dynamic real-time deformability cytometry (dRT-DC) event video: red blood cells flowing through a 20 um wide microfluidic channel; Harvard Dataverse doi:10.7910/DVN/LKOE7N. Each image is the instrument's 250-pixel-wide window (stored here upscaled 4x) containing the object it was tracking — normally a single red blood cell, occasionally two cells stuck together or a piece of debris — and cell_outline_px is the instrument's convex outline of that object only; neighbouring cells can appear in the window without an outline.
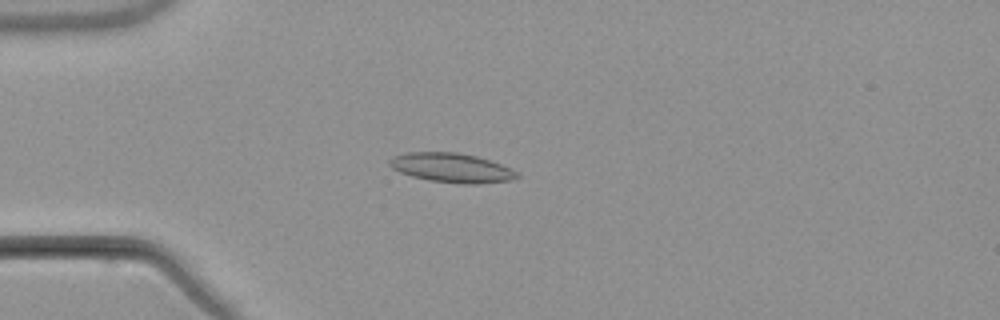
{"species": "common noctule bat (a hibernating species)", "species_latin": "Nyctalus noctula", "temperature_condition": "warm", "stored_images_in_passage": 6, "camera_frame_rate_fps": 3000, "um_per_image_px": 0.085, "animal": {"sex": "male", "body_mass_g": 21.5, "forearm_length_mm": 52.0}, "frame": {"image": 1, "passage_image": 4, "time_ms": 4.667, "image_size_px": [1000, 320], "cell_outline_px": [[520, 176], [512, 180], [476, 184], [460, 184], [428, 180], [412, 176], [400, 172], [392, 168], [388, 164], [388, 160], [392, 156], [408, 152], [456, 152], [476, 156], [500, 164], [516, 172]], "centroid_in_image_um": [38.34, 14.26], "position_along_channel_um": 46.7, "area_um2": 21.73}}
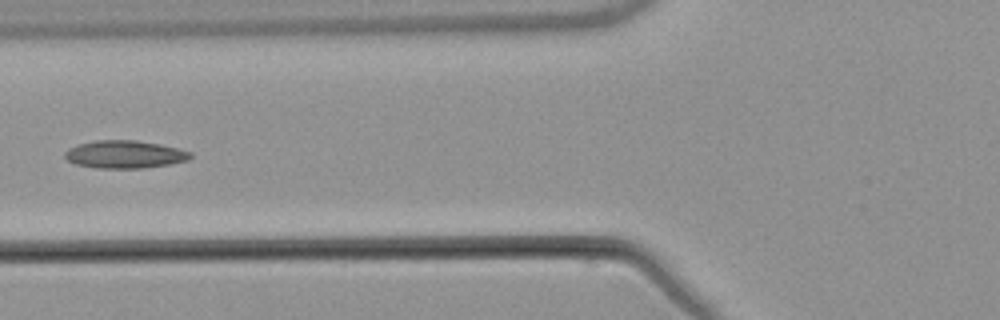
{"frame": {"image": 2, "passage_image": 6, "time_ms": 7.0, "image_size_px": [1000, 320], "cell_outline_px": [[192, 156], [188, 160], [168, 164], [144, 168], [96, 168], [76, 164], [68, 160], [64, 156], [64, 152], [68, 148], [76, 144], [96, 140], [136, 140], [160, 144], [192, 152]], "centroid_in_image_um": [10.57, 13.11], "position_along_channel_um": 115.2, "area_um2": 20.35}}